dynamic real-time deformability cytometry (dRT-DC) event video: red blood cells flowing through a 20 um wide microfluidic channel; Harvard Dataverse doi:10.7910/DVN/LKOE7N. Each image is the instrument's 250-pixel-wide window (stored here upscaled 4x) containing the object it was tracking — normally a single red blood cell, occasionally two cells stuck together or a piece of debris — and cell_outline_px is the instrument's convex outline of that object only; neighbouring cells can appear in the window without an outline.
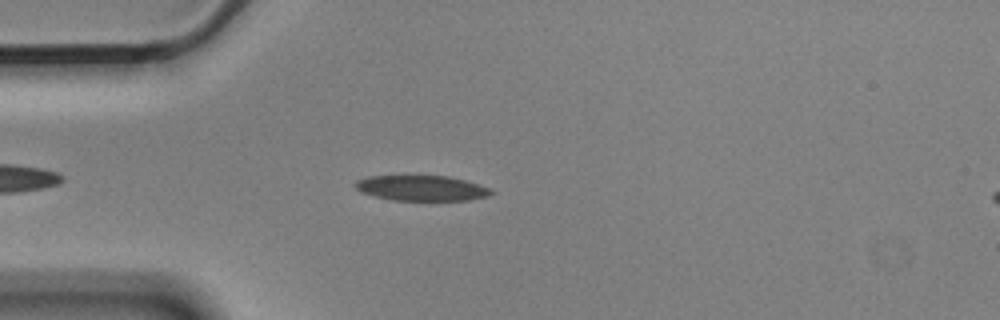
{"species": "Egyptian fruit bat (a non-hibernating species)", "species_latin": "Rousettus aegyptiacus", "temperature_condition": "cold", "stored_images_in_passage": 5, "camera_frame_rate_fps": 3000, "um_per_image_px": 0.085, "animal": {"sex": "male"}, "frame": {"image": 1, "passage_image": 5, "time_ms": 1.333, "image_size_px": [1000, 320], "cell_outline_px": [[496, 192], [488, 196], [468, 200], [396, 200], [376, 196], [360, 192], [352, 184], [356, 180], [368, 176], [448, 176], [464, 180], [492, 188]], "centroid_in_image_um": [35.85, 15.98], "position_along_channel_um": 49.2, "area_um2": 20.06}}